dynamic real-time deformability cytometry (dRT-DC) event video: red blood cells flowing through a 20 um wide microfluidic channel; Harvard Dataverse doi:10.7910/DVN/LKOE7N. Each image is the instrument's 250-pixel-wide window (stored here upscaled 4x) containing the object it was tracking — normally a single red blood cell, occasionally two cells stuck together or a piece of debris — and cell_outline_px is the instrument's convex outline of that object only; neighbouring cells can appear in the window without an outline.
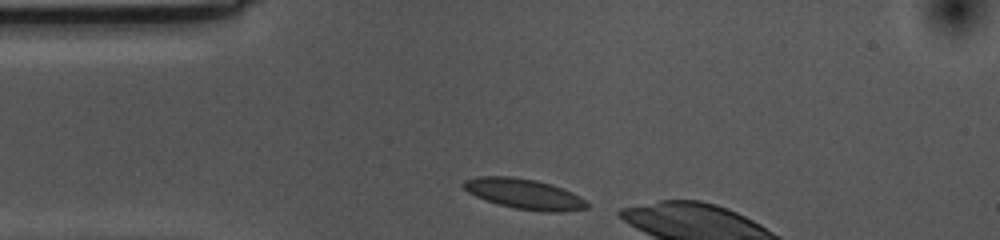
{"species": "common noctule bat (a hibernating species)", "species_latin": "Nyctalus noctula", "temperature_condition": "cold", "stored_images_in_passage": 4, "camera_frame_rate_fps": 3000, "um_per_image_px": 0.085, "animal": {"sex": "female", "body_mass_g": 10.0, "forearm_length_mm": 53.1}, "frame": {"image": 1, "passage_image": 1, "time_ms": 0.0, "image_size_px": [1000, 240], "cell_outline_px": [[588, 208], [560, 212], [540, 212], [516, 208], [496, 204], [484, 200], [468, 192], [460, 184], [464, 180], [476, 176], [512, 176], [536, 180], [552, 184], [564, 188], [580, 196], [588, 204]], "centroid_in_image_um": [44.54, 16.48], "position_along_channel_um": 40.5, "area_um2": 22.08}}